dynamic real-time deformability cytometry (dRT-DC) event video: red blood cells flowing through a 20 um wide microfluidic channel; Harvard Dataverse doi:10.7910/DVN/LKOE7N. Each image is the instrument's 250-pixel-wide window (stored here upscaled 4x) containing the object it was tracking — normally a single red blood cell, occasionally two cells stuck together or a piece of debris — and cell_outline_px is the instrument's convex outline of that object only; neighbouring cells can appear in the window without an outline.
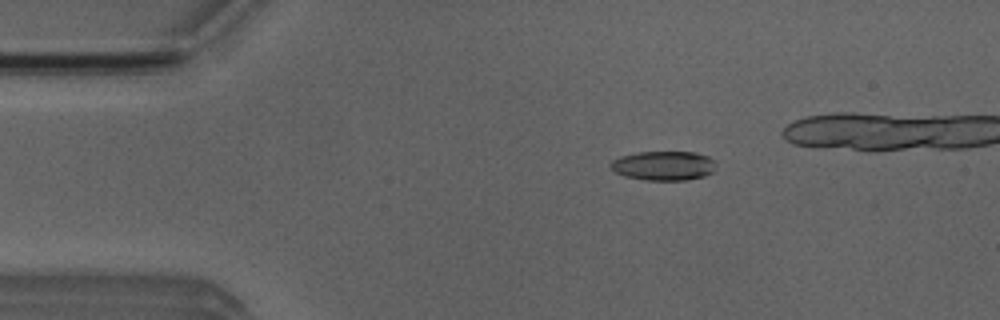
{"species": "Egyptian fruit bat (a non-hibernating species)", "species_latin": "Rousettus aegyptiacus", "temperature_condition": "room temperature", "stored_images_in_passage": 42, "camera_frame_rate_fps": 3000, "um_per_image_px": 0.085, "animal": {"sex": "male"}, "frame": {"image": 1, "passage_image": 9, "time_ms": 2.667, "image_size_px": [1000, 320], "cell_outline_px": [[712, 172], [704, 176], [684, 180], [644, 180], [624, 176], [616, 172], [608, 164], [612, 160], [620, 156], [636, 152], [696, 152], [708, 156], [712, 160]], "centroid_in_image_um": [56.34, 14.08], "position_along_channel_um": 28.7, "area_um2": 17.86}}
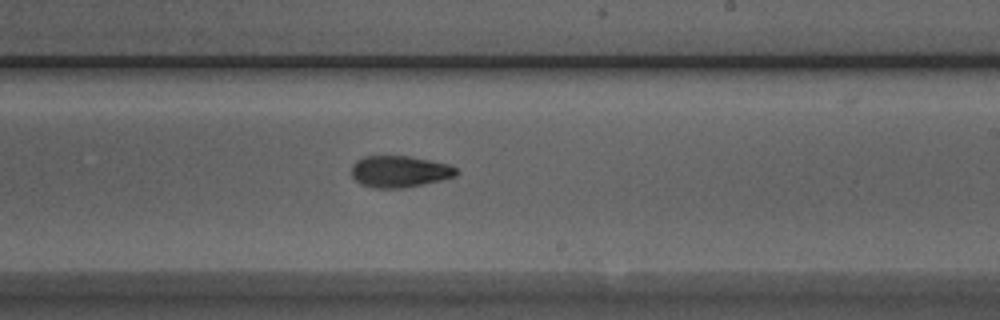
{"frame": {"image": 2, "passage_image": 30, "time_ms": 9.667, "image_size_px": [1000, 320], "cell_outline_px": [[460, 172], [456, 176], [424, 184], [404, 188], [372, 188], [360, 184], [352, 176], [352, 164], [356, 160], [364, 156], [408, 156], [448, 164], [456, 168]], "centroid_in_image_um": [33.95, 14.58], "position_along_channel_um": 255.1, "area_um2": 19.36}}
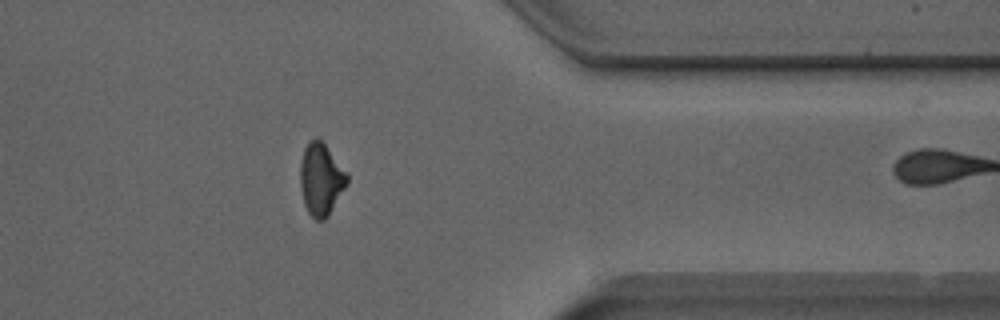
{"frame": {"image": 3, "passage_image": 41, "time_ms": 13.333, "image_size_px": [1000, 320], "cell_outline_px": [[348, 180], [344, 188], [328, 216], [324, 220], [316, 220], [308, 212], [304, 204], [300, 188], [300, 160], [304, 148], [308, 140], [316, 136], [324, 144], [348, 176]], "centroid_in_image_um": [27.23, 15.23], "position_along_channel_um": 384.2, "area_um2": 19.42}}